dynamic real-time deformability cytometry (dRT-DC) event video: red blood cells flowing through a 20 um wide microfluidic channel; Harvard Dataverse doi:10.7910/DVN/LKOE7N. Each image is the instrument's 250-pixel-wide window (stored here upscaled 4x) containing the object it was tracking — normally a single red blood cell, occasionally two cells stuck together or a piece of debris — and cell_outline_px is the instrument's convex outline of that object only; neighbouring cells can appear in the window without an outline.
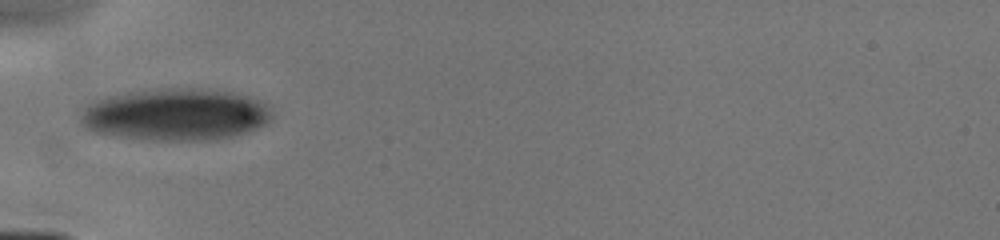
{"species": "human", "species_latin": "Homo sapiens", "temperature_condition": "cold", "stored_images_in_passage": 43, "camera_frame_rate_fps": 3000, "um_per_image_px": 0.085, "donor": {"sex": "male"}, "frame": {"image": 1, "passage_image": 1, "time_ms": 0.0, "image_size_px": [1000, 240], "cell_outline_px": [[272, 116], [268, 124], [232, 136], [212, 140], [152, 140], [120, 136], [92, 132], [84, 128], [80, 124], [80, 116], [84, 104], [108, 96], [128, 92], [152, 88], [192, 88], [228, 92], [244, 96], [256, 100], [264, 104], [272, 112]], "centroid_in_image_um": [14.84, 9.74], "position_along_channel_um": 70.2, "area_um2": 58.03}}
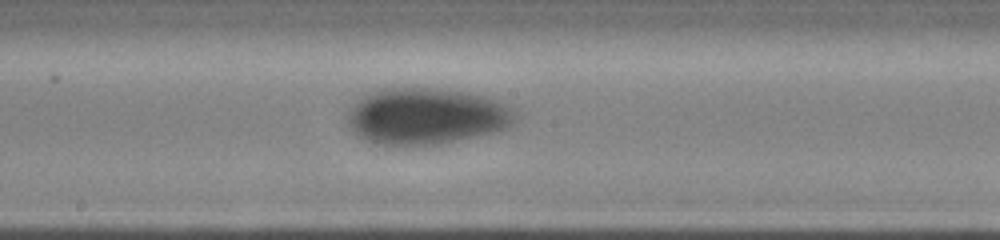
{"frame": {"image": 2, "passage_image": 21, "time_ms": 3.333, "image_size_px": [1000, 240], "cell_outline_px": [[516, 116], [512, 124], [504, 128], [492, 132], [440, 144], [376, 144], [364, 140], [348, 124], [348, 112], [352, 104], [356, 100], [380, 88], [444, 88], [484, 96], [512, 104], [516, 112]], "centroid_in_image_um": [36.26, 9.85], "position_along_channel_um": 211.9, "area_um2": 55.03}}
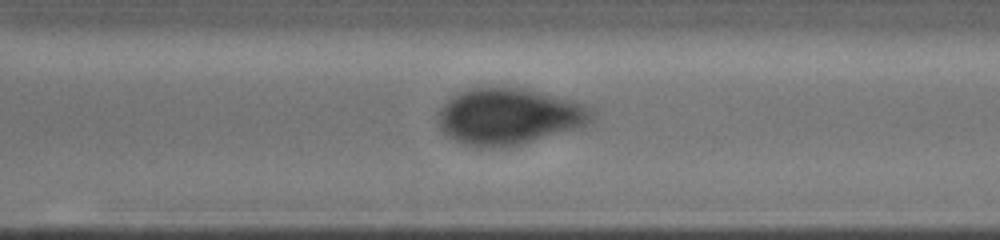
{"frame": {"image": 3, "passage_image": 38, "time_ms": 6.0, "image_size_px": [1000, 240], "cell_outline_px": [[592, 120], [576, 128], [520, 144], [492, 148], [480, 148], [464, 144], [448, 136], [440, 128], [436, 116], [440, 108], [456, 92], [468, 88], [528, 88], [568, 100], [592, 108]], "centroid_in_image_um": [43.18, 9.89], "position_along_channel_um": 327.4, "area_um2": 50.0}}